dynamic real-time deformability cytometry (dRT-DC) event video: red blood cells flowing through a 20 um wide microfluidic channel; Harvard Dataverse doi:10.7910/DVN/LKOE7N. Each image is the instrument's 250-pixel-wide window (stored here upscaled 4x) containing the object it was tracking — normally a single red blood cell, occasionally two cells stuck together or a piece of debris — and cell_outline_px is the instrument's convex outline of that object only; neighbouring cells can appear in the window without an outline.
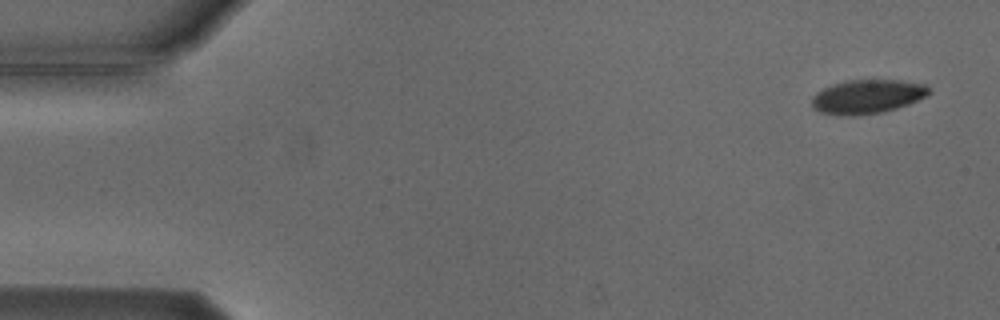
{"species": "Egyptian fruit bat (a non-hibernating species)", "species_latin": "Rousettus aegyptiacus", "temperature_condition": "cold", "stored_images_in_passage": 9, "camera_frame_rate_fps": 3000, "um_per_image_px": 0.085, "animal": {"sex": "male"}, "frame": {"image": 1, "passage_image": 1, "time_ms": 0.0, "image_size_px": [1000, 320], "cell_outline_px": [[928, 92], [924, 96], [908, 104], [896, 108], [880, 112], [856, 116], [848, 116], [820, 112], [812, 108], [812, 96], [816, 92], [832, 84], [844, 80], [900, 80], [924, 84], [928, 88]], "centroid_in_image_um": [73.65, 8.21], "position_along_channel_um": 11.4, "area_um2": 23.0}}
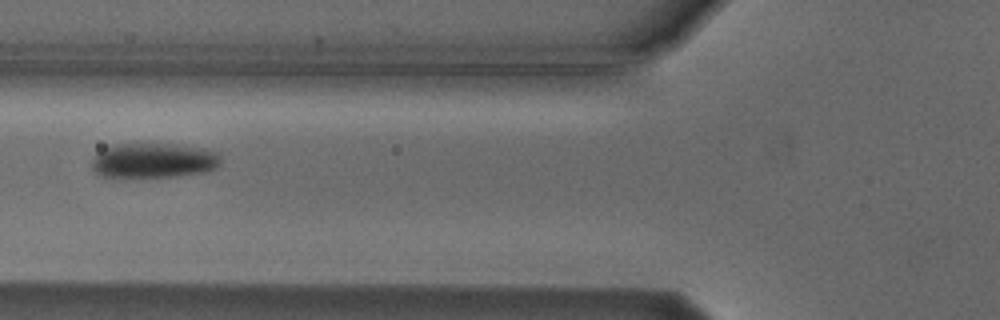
{"frame": {"image": 2, "passage_image": 6, "time_ms": 6.0, "image_size_px": [1000, 320], "cell_outline_px": [[220, 164], [216, 168], [204, 172], [176, 176], [116, 180], [96, 176], [92, 168], [92, 160], [104, 148], [112, 144], [176, 144], [204, 148], [216, 152], [220, 156]], "centroid_in_image_um": [12.98, 13.69], "position_along_channel_um": 112.8, "area_um2": 27.22}}
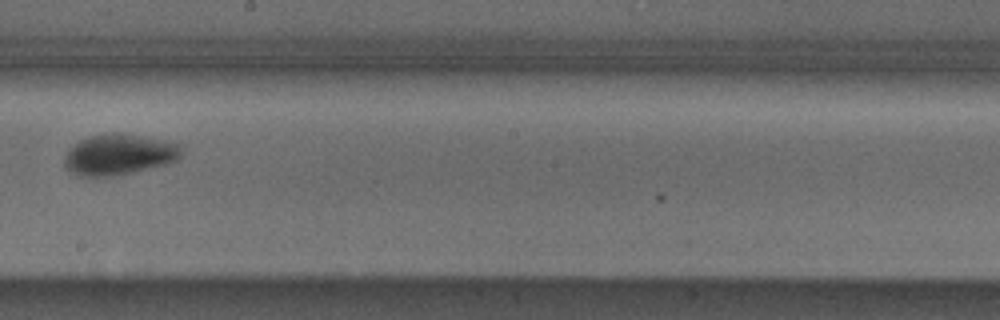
{"frame": {"image": 3, "passage_image": 9, "time_ms": 9.333, "image_size_px": [1000, 320], "cell_outline_px": [[184, 152], [176, 160], [168, 164], [136, 172], [112, 176], [76, 176], [64, 168], [64, 156], [68, 148], [80, 140], [92, 136], [112, 132], [120, 132], [180, 144]], "centroid_in_image_um": [10.09, 13.15], "position_along_channel_um": 238.1, "area_um2": 28.15}}